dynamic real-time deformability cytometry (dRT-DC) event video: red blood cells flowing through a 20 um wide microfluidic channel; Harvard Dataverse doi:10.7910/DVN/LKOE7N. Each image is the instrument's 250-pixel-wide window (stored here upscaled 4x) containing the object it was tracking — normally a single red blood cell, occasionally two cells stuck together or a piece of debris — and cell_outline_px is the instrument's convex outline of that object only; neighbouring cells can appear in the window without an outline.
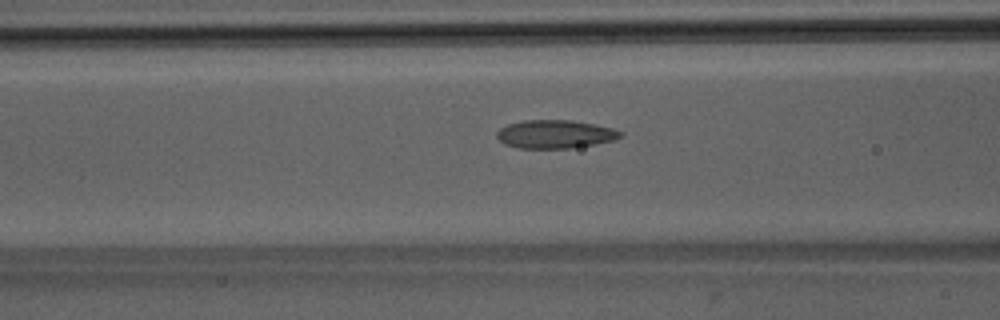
{"species": "Egyptian fruit bat (a non-hibernating species)", "species_latin": "Rousettus aegyptiacus", "temperature_condition": "room temperature", "stored_images_in_passage": 35, "camera_frame_rate_fps": 3000, "um_per_image_px": 0.085, "animal": {"sex": "male"}, "frame": {"image": 1, "passage_image": 5, "time_ms": 1.333, "image_size_px": [1000, 320], "cell_outline_px": [[620, 136], [616, 140], [596, 144], [572, 148], [520, 148], [504, 144], [496, 136], [496, 132], [500, 128], [508, 124], [524, 120], [572, 120], [596, 124], [612, 128], [620, 132]], "centroid_in_image_um": [47.17, 11.4], "position_along_channel_um": 119.4, "area_um2": 20.4}}
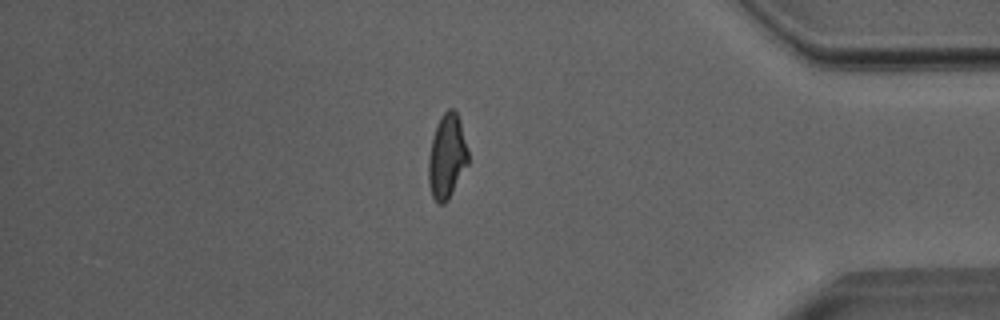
{"frame": {"image": 2, "passage_image": 28, "time_ms": 9.0, "image_size_px": [1000, 320], "cell_outline_px": [[468, 164], [448, 200], [444, 204], [436, 204], [432, 196], [428, 184], [428, 156], [432, 136], [436, 124], [440, 116], [448, 108], [452, 108], [456, 112], [460, 120], [468, 148]], "centroid_in_image_um": [37.97, 13.3], "position_along_channel_um": 397.2, "area_um2": 19.88}}
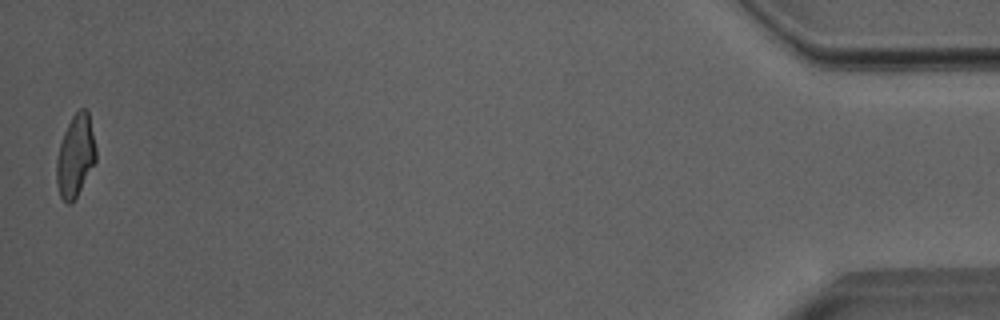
{"frame": {"image": 3, "passage_image": 35, "time_ms": 11.333, "image_size_px": [1000, 320], "cell_outline_px": [[96, 160], [76, 196], [68, 204], [60, 196], [56, 184], [56, 160], [60, 144], [64, 132], [72, 116], [80, 108], [84, 108], [88, 112], [96, 148]], "centroid_in_image_um": [6.4, 13.23], "position_along_channel_um": 428.8, "area_um2": 18.5}, "authors_computed_cell_mechanics": {"area_um2": 19.4208, "velocity_mm_per_s": 4.0353, "shape_relaxation_time_tau1_ms": null, "shape_relaxation_time_tau2_ms": 1.7518, "deformation_change_tau1": null, "deformation_change_tau2": 0.092}}